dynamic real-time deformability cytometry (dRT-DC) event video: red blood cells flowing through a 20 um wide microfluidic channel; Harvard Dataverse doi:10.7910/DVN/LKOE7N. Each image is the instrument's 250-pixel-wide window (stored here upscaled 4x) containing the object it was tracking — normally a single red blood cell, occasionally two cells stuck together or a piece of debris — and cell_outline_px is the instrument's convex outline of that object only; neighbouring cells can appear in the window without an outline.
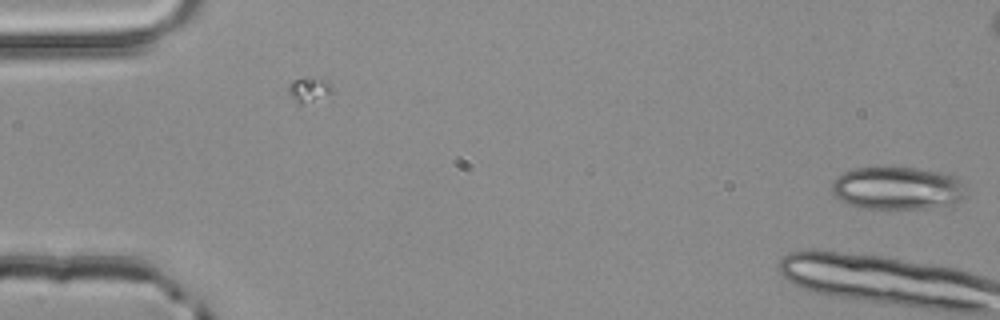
{"species": "common noctule bat (a hibernating species)", "species_latin": "Nyctalus noctula", "temperature_condition": "room temperature", "stored_images_in_passage": 4, "camera_frame_rate_fps": 3000, "um_per_image_px": 0.085, "animal": {"sex": "male", "body_mass_g": 20.4}, "frame": {"image": 1, "passage_image": 4, "time_ms": 1.0, "image_size_px": [1000, 320], "cell_outline_px": [[968, 196], [952, 204], [924, 208], [864, 208], [848, 204], [840, 200], [832, 192], [832, 184], [836, 176], [844, 172], [856, 168], [912, 168], [944, 172], [956, 176], [964, 184], [968, 192]], "centroid_in_image_um": [76.33, 15.99], "position_along_channel_um": 8.7, "area_um2": 33.58}}